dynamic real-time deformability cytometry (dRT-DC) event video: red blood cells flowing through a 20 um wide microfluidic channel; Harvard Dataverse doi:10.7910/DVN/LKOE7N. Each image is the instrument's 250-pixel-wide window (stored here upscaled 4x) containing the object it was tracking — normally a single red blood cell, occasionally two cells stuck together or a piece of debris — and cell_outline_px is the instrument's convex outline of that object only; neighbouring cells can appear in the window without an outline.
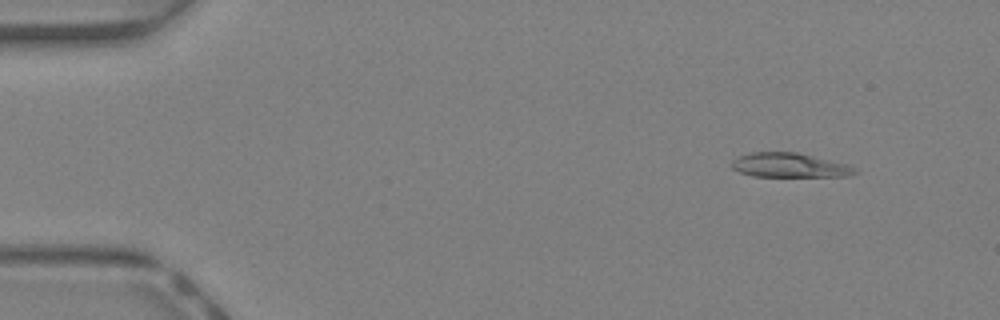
{"species": "Egyptian fruit bat (a non-hibernating species)", "species_latin": "Rousettus aegyptiacus", "temperature_condition": "warm", "stored_images_in_passage": 44, "camera_frame_rate_fps": 3000, "um_per_image_px": 0.085, "animal": {"sex": "female"}, "frame": {"image": 1, "passage_image": 5, "time_ms": 1.333, "image_size_px": [1000, 320], "cell_outline_px": [[856, 172], [848, 176], [752, 176], [740, 172], [732, 168], [732, 160], [736, 156], [752, 152], [796, 152], [848, 164], [856, 168]], "centroid_in_image_um": [67.07, 14.04], "position_along_channel_um": 17.9, "area_um2": 17.4}}
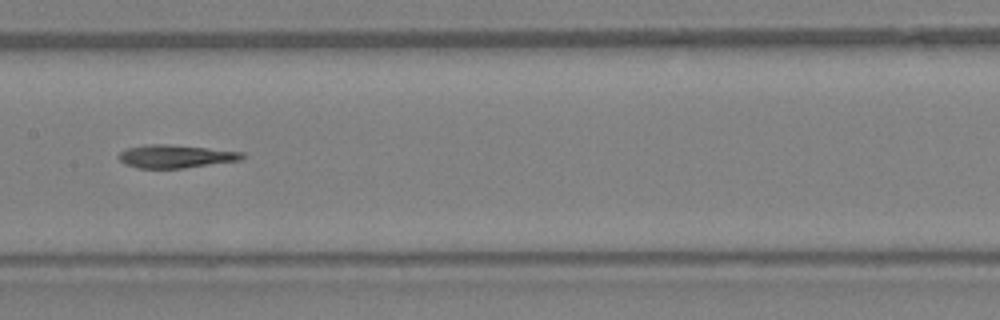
{"frame": {"image": 2, "passage_image": 23, "time_ms": 7.333, "image_size_px": [1000, 320], "cell_outline_px": [[248, 156], [240, 160], [184, 168], [136, 168], [124, 164], [120, 160], [120, 152], [128, 148], [152, 144], [164, 144], [208, 148], [244, 152]], "centroid_in_image_um": [14.97, 13.3], "position_along_channel_um": 192.4, "area_um2": 16.47}}
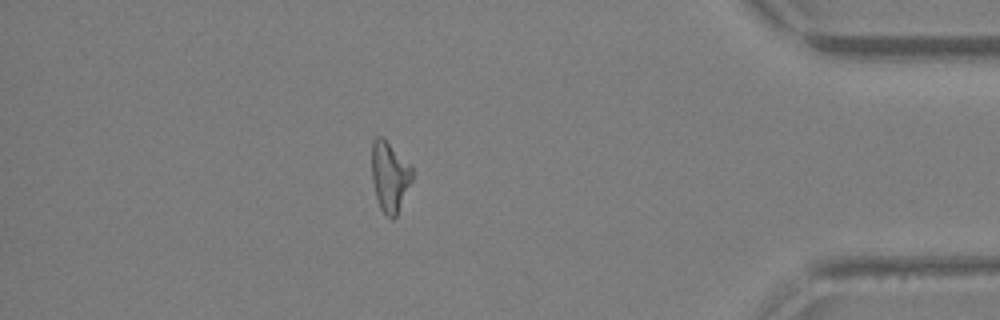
{"frame": {"image": 3, "passage_image": 39, "time_ms": 12.667, "image_size_px": [1000, 320], "cell_outline_px": [[412, 180], [396, 216], [392, 220], [384, 216], [380, 208], [376, 196], [372, 180], [372, 140], [376, 136], [384, 136], [412, 164]], "centroid_in_image_um": [33.13, 14.96], "position_along_channel_um": 402.1, "area_um2": 16.99}}